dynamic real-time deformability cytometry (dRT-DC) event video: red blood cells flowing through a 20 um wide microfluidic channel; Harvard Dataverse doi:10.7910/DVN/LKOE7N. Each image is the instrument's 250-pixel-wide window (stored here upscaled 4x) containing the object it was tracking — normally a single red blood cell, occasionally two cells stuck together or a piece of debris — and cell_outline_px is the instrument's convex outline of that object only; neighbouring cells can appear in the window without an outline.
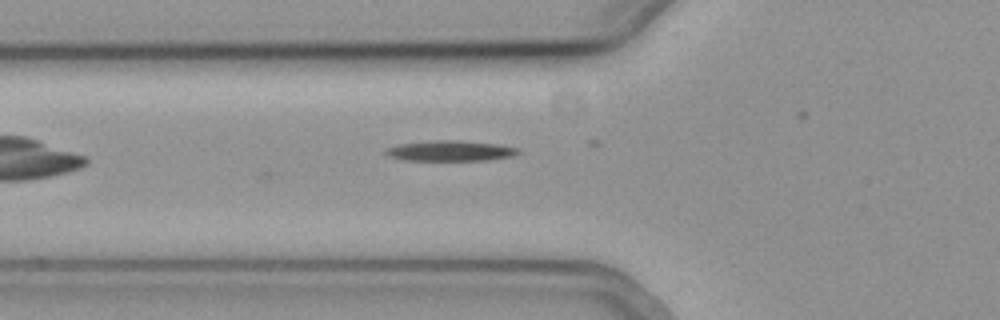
{"species": "common noctule bat (a hibernating species)", "species_latin": "Nyctalus noctula", "temperature_condition": "cold", "stored_images_in_passage": 29, "camera_frame_rate_fps": 3000, "um_per_image_px": 0.085, "animal": {"sex": "female", "body_mass_g": 19.3, "forearm_length_mm": 54.1}, "frame": {"image": 1, "passage_image": 2, "time_ms": 0.333, "image_size_px": [1000, 320], "cell_outline_px": [[520, 152], [512, 156], [488, 160], [408, 160], [392, 156], [384, 152], [388, 148], [400, 144], [436, 140], [448, 140], [500, 144], [520, 148]], "centroid_in_image_um": [38.37, 12.82], "position_along_channel_um": 87.4, "area_um2": 15.43}}
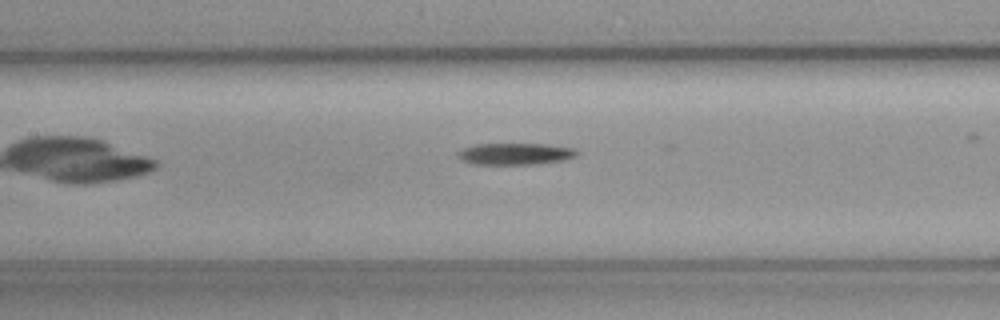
{"frame": {"image": 2, "passage_image": 8, "time_ms": 2.333, "image_size_px": [1000, 320], "cell_outline_px": [[580, 152], [576, 156], [564, 160], [536, 164], [476, 164], [464, 160], [456, 152], [464, 148], [476, 144], [544, 144], [576, 148]], "centroid_in_image_um": [43.87, 13.07], "position_along_channel_um": 163.5, "area_um2": 14.91}}
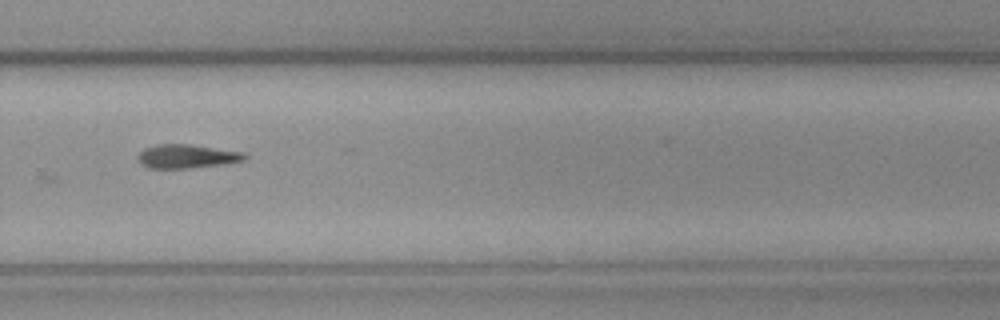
{"frame": {"image": 3, "passage_image": 20, "time_ms": 6.333, "image_size_px": [1000, 320], "cell_outline_px": [[248, 156], [244, 160], [224, 164], [188, 168], [148, 168], [140, 164], [136, 156], [144, 148], [156, 144], [188, 144], [244, 152]], "centroid_in_image_um": [15.85, 13.28], "position_along_channel_um": 314.0, "area_um2": 14.85}}